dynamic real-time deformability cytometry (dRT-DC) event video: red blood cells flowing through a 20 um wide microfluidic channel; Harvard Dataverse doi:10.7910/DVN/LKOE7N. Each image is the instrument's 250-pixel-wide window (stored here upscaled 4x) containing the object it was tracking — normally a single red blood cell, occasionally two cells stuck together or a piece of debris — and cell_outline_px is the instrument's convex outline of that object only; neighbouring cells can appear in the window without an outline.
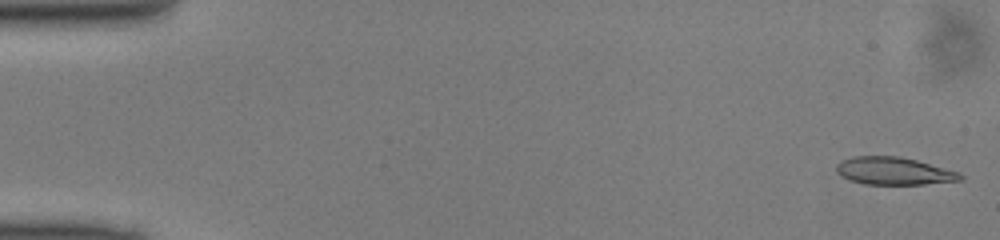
{"species": "common noctule bat (a hibernating species)", "species_latin": "Nyctalus noctula", "temperature_condition": "cold", "stored_images_in_passage": 49, "segment_of_instrument_passage": [1, 2], "camera_frame_rate_fps": 3000, "um_per_image_px": 0.085, "animal": {"sex": "male", "body_mass_g": 13.0, "forearm_length_mm": 53.1}, "frame": {"image": 1, "passage_image": 1, "time_ms": 0.0, "image_size_px": [1000, 240], "cell_outline_px": [[964, 180], [924, 184], [864, 184], [852, 180], [836, 172], [836, 164], [852, 156], [900, 156], [916, 160], [960, 172], [964, 176]], "centroid_in_image_um": [76.02, 14.53], "position_along_channel_um": 9.0, "area_um2": 19.83}}
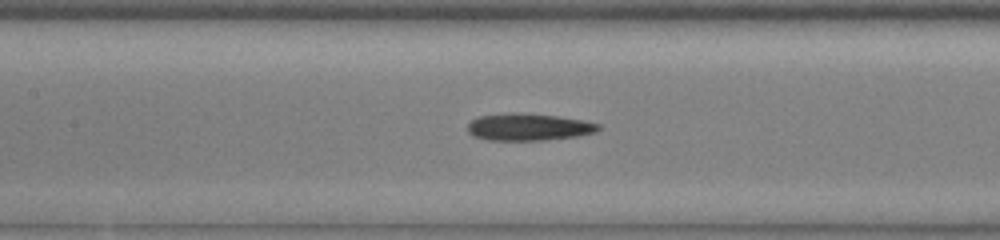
{"frame": {"image": 2, "passage_image": 22, "time_ms": 7.0, "image_size_px": [1000, 240], "cell_outline_px": [[600, 128], [596, 132], [576, 136], [544, 140], [488, 140], [472, 136], [468, 132], [468, 124], [472, 120], [480, 116], [512, 112], [516, 112], [560, 116], [584, 120], [600, 124]], "centroid_in_image_um": [44.93, 10.79], "position_along_channel_um": 162.5, "area_um2": 20.75}}
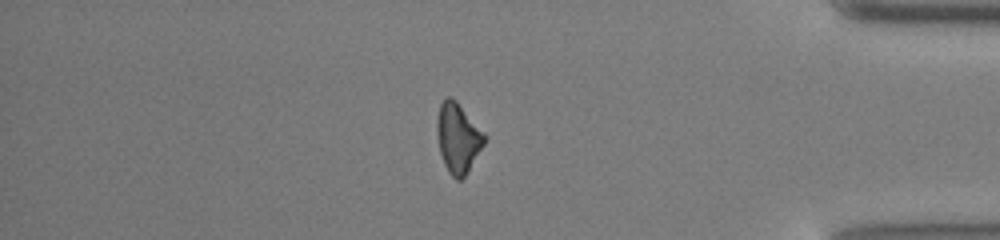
{"frame": {"image": 3, "passage_image": 41, "time_ms": 13.333, "image_size_px": [1000, 240], "cell_outline_px": [[484, 144], [468, 172], [460, 180], [456, 180], [448, 172], [444, 164], [440, 152], [436, 132], [436, 120], [440, 104], [444, 96], [452, 96], [456, 100], [484, 132]], "centroid_in_image_um": [38.9, 11.7], "position_along_channel_um": 396.3, "area_um2": 19.36}}